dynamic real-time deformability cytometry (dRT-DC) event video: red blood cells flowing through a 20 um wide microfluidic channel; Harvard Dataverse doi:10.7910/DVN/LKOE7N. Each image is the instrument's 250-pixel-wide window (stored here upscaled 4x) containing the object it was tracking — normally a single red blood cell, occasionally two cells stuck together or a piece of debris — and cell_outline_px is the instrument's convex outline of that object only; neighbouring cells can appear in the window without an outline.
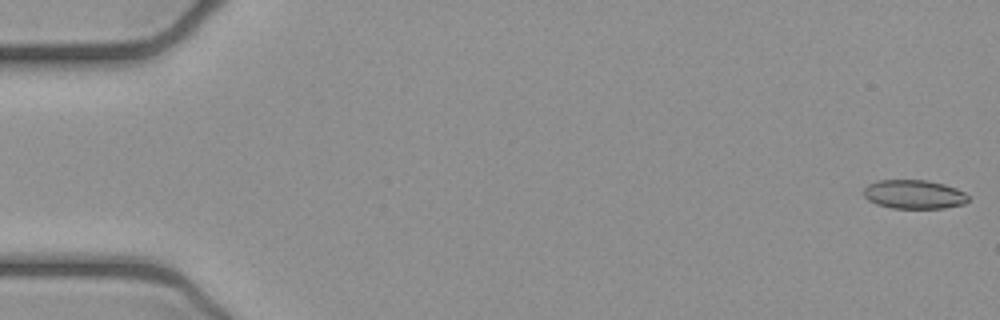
{"species": "common noctule bat (a hibernating species)", "species_latin": "Nyctalus noctula", "temperature_condition": "cold", "stored_images_in_passage": 52, "camera_frame_rate_fps": 3000, "um_per_image_px": 0.085, "animal": {"sex": "female", "body_mass_g": 21.9}, "frame": {"image": 1, "passage_image": 1, "time_ms": 0.0, "image_size_px": [1000, 320], "cell_outline_px": [[968, 200], [964, 204], [944, 208], [892, 208], [876, 204], [868, 200], [864, 196], [864, 188], [868, 184], [876, 180], [928, 180], [944, 184], [956, 188], [964, 192], [968, 196]], "centroid_in_image_um": [77.68, 16.51], "position_along_channel_um": 7.3, "area_um2": 17.69}}
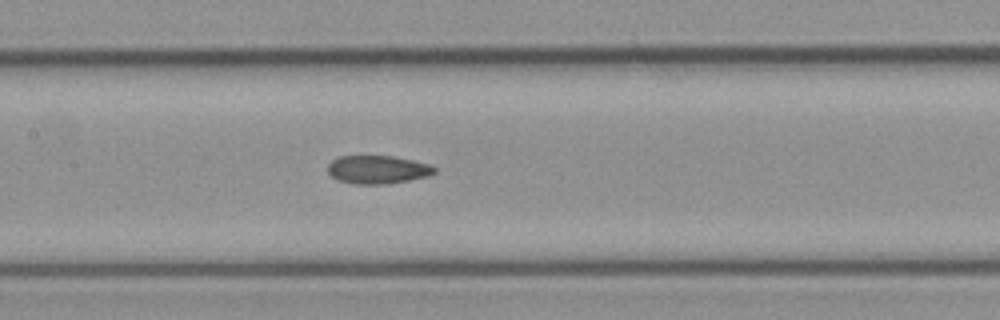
{"frame": {"image": 2, "passage_image": 25, "time_ms": 8.0, "image_size_px": [1000, 320], "cell_outline_px": [[436, 172], [428, 176], [388, 184], [352, 184], [340, 180], [332, 176], [328, 172], [328, 164], [332, 160], [340, 156], [392, 156], [412, 160], [428, 164], [436, 168]], "centroid_in_image_um": [32.09, 14.42], "position_along_channel_um": 175.3, "area_um2": 17.46}}
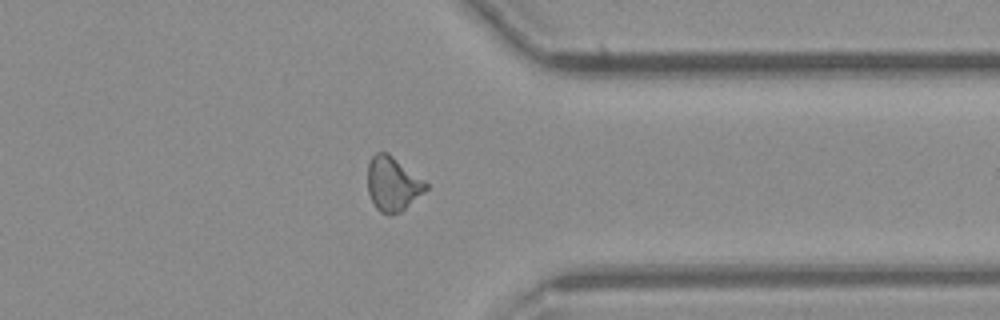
{"frame": {"image": 3, "passage_image": 41, "time_ms": 13.333, "image_size_px": [1000, 320], "cell_outline_px": [[428, 188], [424, 192], [400, 212], [388, 216], [380, 212], [376, 208], [368, 192], [368, 164], [372, 156], [376, 152], [388, 152], [424, 180], [428, 184]], "centroid_in_image_um": [33.37, 15.63], "position_along_channel_um": 378.0, "area_um2": 18.38}}